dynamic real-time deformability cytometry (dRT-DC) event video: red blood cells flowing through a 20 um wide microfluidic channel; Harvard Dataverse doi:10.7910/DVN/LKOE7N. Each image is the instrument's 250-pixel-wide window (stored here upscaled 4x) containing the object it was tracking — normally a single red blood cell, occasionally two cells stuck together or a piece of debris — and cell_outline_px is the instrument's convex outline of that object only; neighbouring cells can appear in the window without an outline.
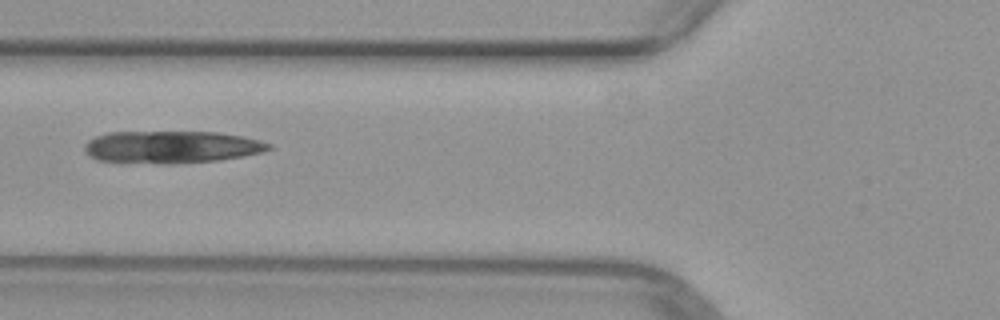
{"species": "common noctule bat (a hibernating species)", "species_latin": "Nyctalus noctula", "temperature_condition": "warm", "stored_images_in_passage": 28, "camera_frame_rate_fps": 3000, "um_per_image_px": 0.085, "animal": {"sex": "female", "body_mass_g": 29.2, "forearm_length_mm": 56.3}, "frame": {"image": 1, "passage_image": 4, "time_ms": 1.0, "image_size_px": [1000, 320], "cell_outline_px": [[272, 148], [260, 152], [220, 160], [172, 164], [164, 164], [96, 160], [88, 156], [84, 148], [84, 144], [88, 140], [96, 136], [108, 132], [220, 132], [244, 136], [260, 140], [272, 144]], "centroid_in_image_um": [14.56, 12.49], "position_along_channel_um": 111.2, "area_um2": 34.85}}
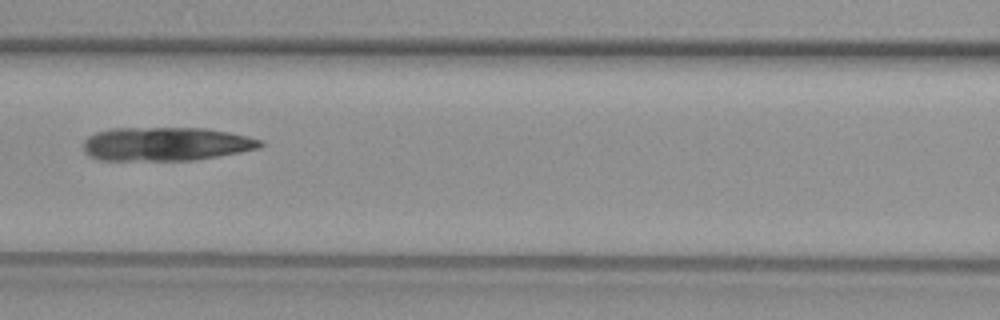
{"frame": {"image": 2, "passage_image": 7, "time_ms": 2.0, "image_size_px": [1000, 320], "cell_outline_px": [[264, 144], [260, 148], [240, 152], [196, 160], [100, 160], [88, 156], [84, 152], [84, 140], [88, 136], [96, 132], [112, 128], [204, 128], [228, 132], [248, 136], [264, 140]], "centroid_in_image_um": [14.11, 12.24], "position_along_channel_um": 152.5, "area_um2": 34.91}}
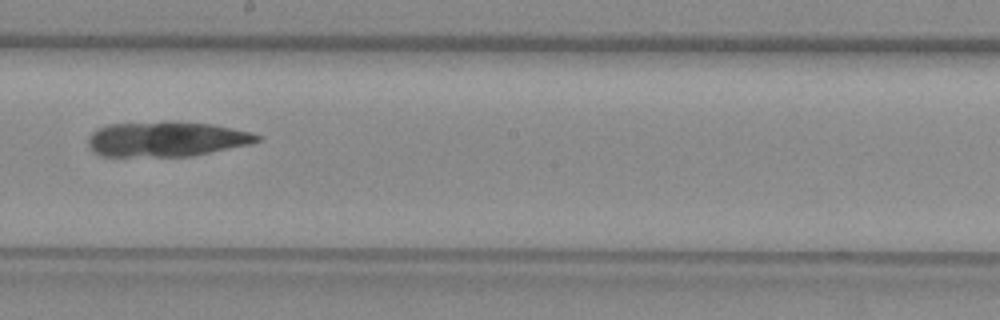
{"frame": {"image": 3, "passage_image": 13, "time_ms": 4.0, "image_size_px": [1000, 320], "cell_outline_px": [[260, 140], [252, 144], [192, 156], [100, 156], [92, 152], [88, 144], [88, 136], [96, 128], [108, 124], [212, 124], [252, 132], [260, 136]], "centroid_in_image_um": [14.13, 11.87], "position_along_channel_um": 234.1, "area_um2": 33.64}}